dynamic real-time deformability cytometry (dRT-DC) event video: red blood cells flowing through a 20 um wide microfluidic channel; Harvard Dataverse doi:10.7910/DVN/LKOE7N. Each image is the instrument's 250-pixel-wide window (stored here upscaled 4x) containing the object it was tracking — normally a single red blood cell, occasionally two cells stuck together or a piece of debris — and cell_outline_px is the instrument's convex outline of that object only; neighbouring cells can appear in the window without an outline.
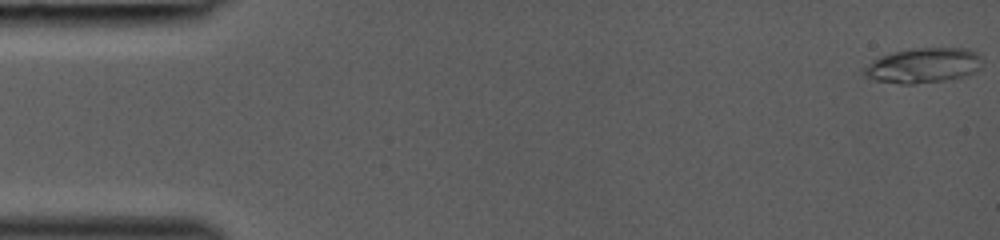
{"species": "common noctule bat (a hibernating species)", "species_latin": "Nyctalus noctula", "temperature_condition": "room temperature", "stored_images_in_passage": 43, "camera_frame_rate_fps": 3000, "um_per_image_px": 0.085, "animal": {"sex": "female", "body_mass_g": 19.0, "forearm_length_mm": 53.3}, "frame": {"image": 1, "passage_image": 1, "time_ms": 0.0, "image_size_px": [1000, 240], "cell_outline_px": [[984, 60], [980, 68], [976, 72], [964, 76], [944, 80], [912, 84], [900, 84], [876, 80], [864, 76], [860, 72], [860, 68], [872, 60], [880, 56], [892, 52], [912, 48], [968, 48], [976, 52]], "centroid_in_image_um": [78.45, 5.55], "position_along_channel_um": 6.6, "area_um2": 24.57}}
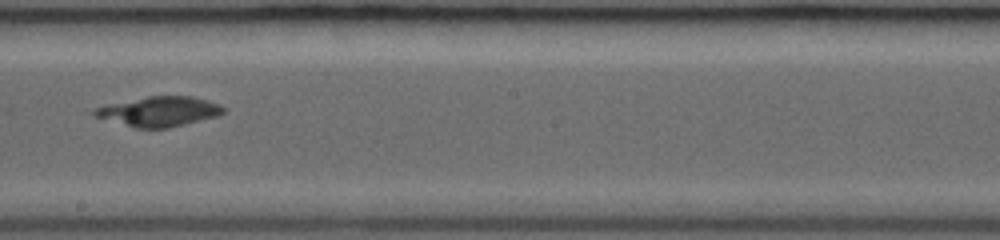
{"frame": {"image": 2, "passage_image": 26, "time_ms": 8.333, "image_size_px": [1000, 240], "cell_outline_px": [[224, 112], [216, 116], [168, 128], [136, 128], [96, 116], [88, 112], [104, 104], [148, 96], [192, 96], [208, 100], [224, 108]], "centroid_in_image_um": [13.47, 9.46], "position_along_channel_um": 234.7, "area_um2": 22.2}}
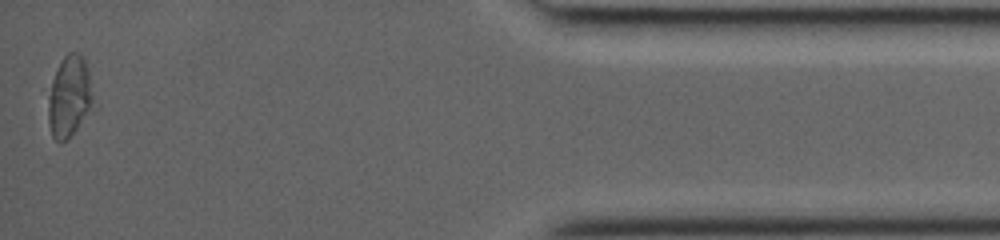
{"frame": {"image": 3, "passage_image": 43, "time_ms": 14.0, "image_size_px": [1000, 240], "cell_outline_px": [[96, 108], [68, 140], [60, 144], [52, 136], [48, 124], [48, 96], [52, 80], [60, 60], [68, 52], [80, 52], [84, 56], [88, 72]], "centroid_in_image_um": [5.93, 8.26], "position_along_channel_um": 429.3, "area_um2": 22.2}}